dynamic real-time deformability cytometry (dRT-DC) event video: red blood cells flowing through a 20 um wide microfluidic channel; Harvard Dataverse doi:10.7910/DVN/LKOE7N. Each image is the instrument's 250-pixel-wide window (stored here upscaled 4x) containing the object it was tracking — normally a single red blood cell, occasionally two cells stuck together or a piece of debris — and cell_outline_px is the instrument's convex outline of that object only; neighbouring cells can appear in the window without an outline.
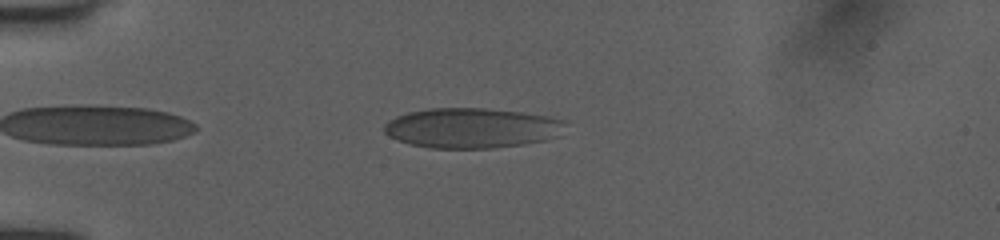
{"species": "human", "species_latin": "Homo sapiens", "temperature_condition": "room temperature", "stored_images_in_passage": 42, "camera_frame_rate_fps": 3000, "um_per_image_px": 0.085, "donor": {"sex": "female"}, "frame": {"image": 1, "passage_image": 4, "time_ms": 1.0, "image_size_px": [1000, 240], "cell_outline_px": [[568, 120], [560, 136], [544, 140], [524, 144], [492, 148], [432, 148], [408, 144], [388, 136], [384, 132], [384, 124], [388, 120], [396, 116], [408, 112], [432, 108], [488, 108], [520, 112], [548, 116]], "centroid_in_image_um": [40.12, 10.88], "position_along_channel_um": 44.9, "area_um2": 42.66}}
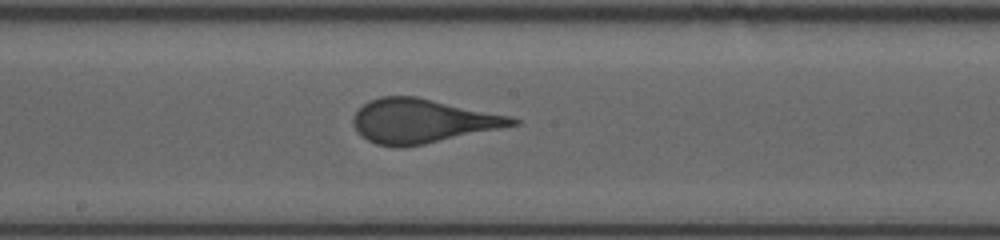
{"frame": {"image": 2, "passage_image": 19, "time_ms": 6.0, "image_size_px": [1000, 240], "cell_outline_px": [[520, 124], [424, 144], [400, 148], [396, 148], [376, 144], [360, 136], [356, 132], [352, 124], [352, 120], [356, 112], [368, 100], [380, 96], [416, 96], [512, 116], [520, 120]], "centroid_in_image_um": [35.86, 10.28], "position_along_channel_um": 212.3, "area_um2": 41.04}}
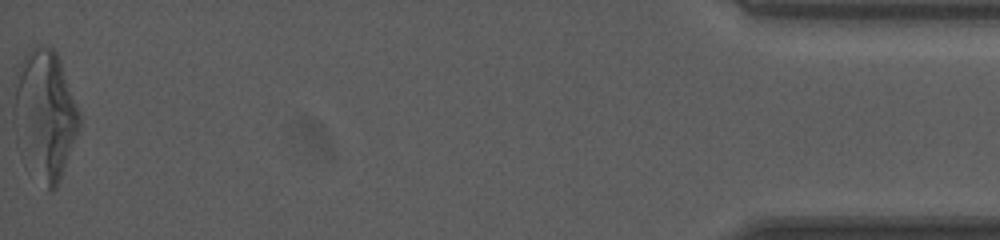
{"frame": {"image": 3, "passage_image": 42, "time_ms": 13.667, "image_size_px": [1000, 240], "cell_outline_px": [[80, 128], [60, 180], [56, 188], [48, 192], [20, 156], [16, 144], [12, 124], [12, 108], [16, 84], [20, 64], [24, 56], [36, 44], [44, 44], [52, 48], [56, 52], [60, 60], [80, 116]], "centroid_in_image_um": [3.78, 9.81], "position_along_channel_um": 431.4, "area_um2": 50.0}}